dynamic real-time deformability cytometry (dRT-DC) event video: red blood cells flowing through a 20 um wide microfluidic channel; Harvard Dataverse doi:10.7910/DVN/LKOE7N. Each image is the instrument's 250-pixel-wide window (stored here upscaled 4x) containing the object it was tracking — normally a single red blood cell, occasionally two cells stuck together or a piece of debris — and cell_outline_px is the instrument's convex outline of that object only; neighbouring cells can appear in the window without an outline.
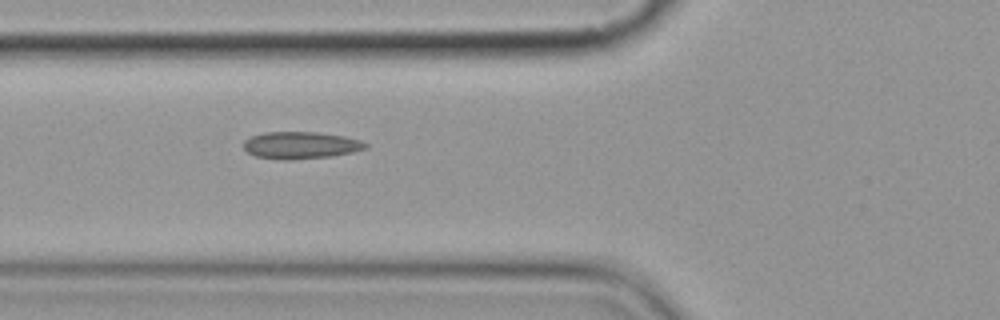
{"species": "common noctule bat (a hibernating species)", "species_latin": "Nyctalus noctula", "temperature_condition": "cold", "stored_images_in_passage": 5, "camera_frame_rate_fps": 3000, "um_per_image_px": 0.085, "animal": {"sex": "female", "body_mass_g": 19.9}, "frame": {"image": 1, "passage_image": 5, "time_ms": 4.667, "image_size_px": [1000, 320], "cell_outline_px": [[368, 148], [352, 152], [332, 156], [292, 160], [280, 160], [256, 156], [248, 152], [244, 148], [244, 140], [252, 136], [264, 132], [316, 132], [344, 136], [360, 140], [368, 144]], "centroid_in_image_um": [25.57, 12.35], "position_along_channel_um": 100.2, "area_um2": 19.31}}